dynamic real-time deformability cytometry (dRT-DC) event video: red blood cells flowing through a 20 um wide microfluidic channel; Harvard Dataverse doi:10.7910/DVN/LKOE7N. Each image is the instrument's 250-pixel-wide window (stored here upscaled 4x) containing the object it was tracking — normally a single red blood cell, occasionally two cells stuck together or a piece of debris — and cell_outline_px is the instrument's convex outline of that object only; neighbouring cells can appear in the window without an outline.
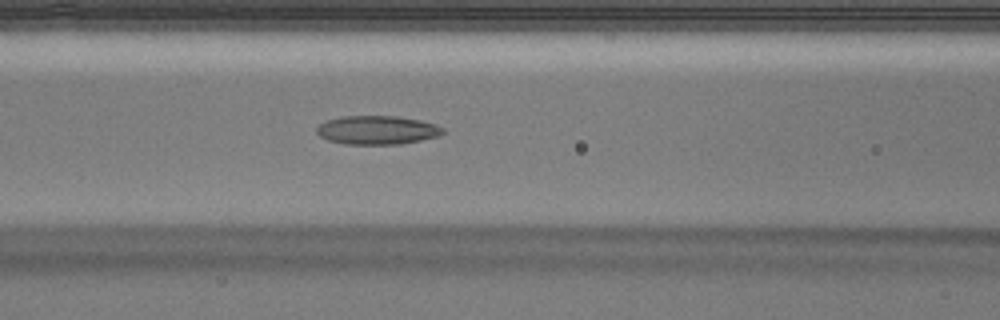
{"species": "Egyptian fruit bat (a non-hibernating species)", "species_latin": "Rousettus aegyptiacus", "temperature_condition": "warm", "stored_images_in_passage": 51, "segment_of_instrument_passage": [1, 2], "camera_frame_rate_fps": 3000, "um_per_image_px": 0.085, "animal": {"sex": "male"}, "frame": {"image": 1, "passage_image": 22, "time_ms": 7.0, "image_size_px": [1000, 320], "cell_outline_px": [[444, 132], [440, 136], [400, 144], [344, 144], [328, 140], [320, 136], [316, 132], [316, 128], [320, 124], [328, 120], [344, 116], [396, 116], [420, 120], [436, 124], [444, 128]], "centroid_in_image_um": [32.08, 11.06], "position_along_channel_um": 134.5, "area_um2": 21.1}}
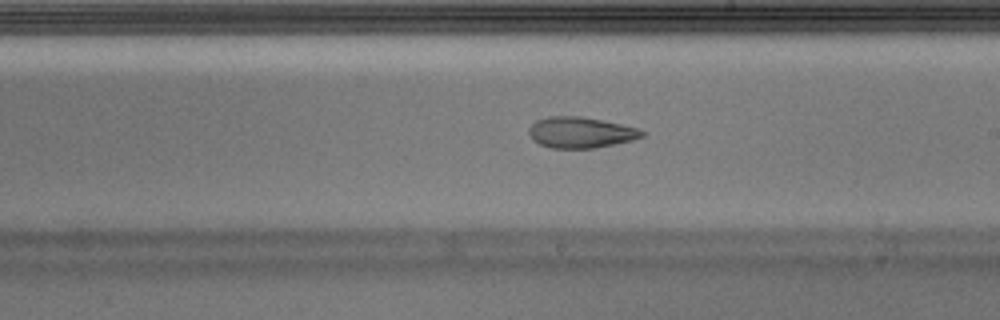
{"frame": {"image": 2, "passage_image": 30, "time_ms": 9.667, "image_size_px": [1000, 320], "cell_outline_px": [[644, 136], [632, 140], [596, 148], [552, 148], [540, 144], [532, 140], [528, 132], [528, 128], [536, 120], [548, 116], [580, 116], [620, 124], [636, 128], [644, 132]], "centroid_in_image_um": [49.31, 11.26], "position_along_channel_um": 239.7, "area_um2": 20.29}}